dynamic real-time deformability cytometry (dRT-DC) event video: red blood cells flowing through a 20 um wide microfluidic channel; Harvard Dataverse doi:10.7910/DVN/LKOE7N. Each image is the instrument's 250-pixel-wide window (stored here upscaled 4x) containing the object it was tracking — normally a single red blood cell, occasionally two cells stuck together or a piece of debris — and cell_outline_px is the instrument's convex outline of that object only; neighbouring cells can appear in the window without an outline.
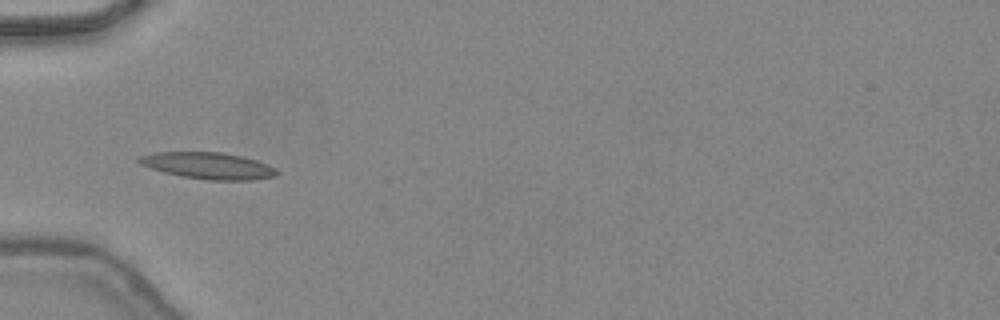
{"species": "common noctule bat (a hibernating species)", "species_latin": "Nyctalus noctula", "temperature_condition": "warm", "stored_images_in_passage": 31, "camera_frame_rate_fps": 3000, "um_per_image_px": 0.085, "animal": {"sex": "female", "body_mass_g": 24.6, "forearm_length_mm": 56.2}, "frame": {"image": 1, "passage_image": 1, "time_ms": 0.0, "image_size_px": [1000, 320], "cell_outline_px": [[280, 172], [276, 176], [252, 180], [208, 180], [180, 176], [164, 172], [140, 164], [136, 160], [140, 156], [156, 152], [224, 152], [256, 160], [268, 164], [276, 168]], "centroid_in_image_um": [17.73, 14.08], "position_along_channel_um": 67.3, "area_um2": 21.39}}
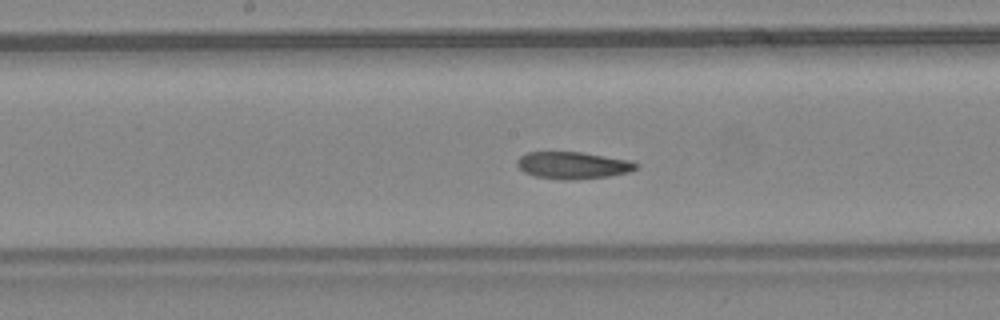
{"frame": {"image": 2, "passage_image": 10, "time_ms": 3.0, "image_size_px": [1000, 320], "cell_outline_px": [[640, 164], [636, 168], [628, 172], [608, 176], [572, 180], [560, 180], [532, 176], [524, 172], [516, 164], [516, 160], [520, 156], [528, 152], [580, 152], [632, 160]], "centroid_in_image_um": [48.68, 14.05], "position_along_channel_um": 199.5, "area_um2": 18.9}}
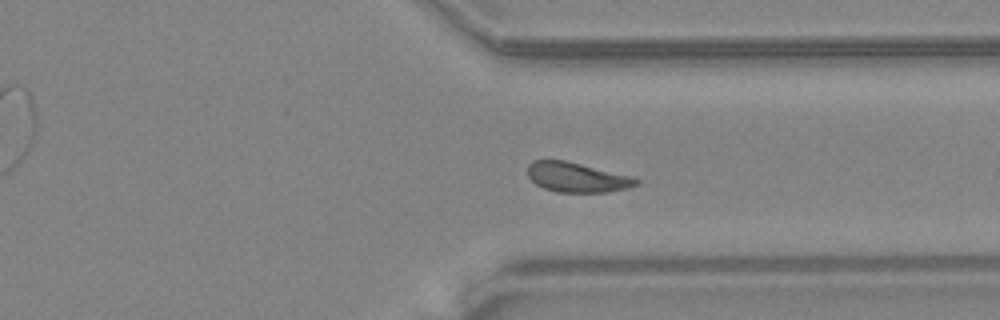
{"frame": {"image": 3, "passage_image": 21, "time_ms": 6.667, "image_size_px": [1000, 320], "cell_outline_px": [[640, 184], [628, 188], [604, 192], [556, 192], [544, 188], [536, 184], [528, 176], [528, 164], [532, 160], [564, 160], [632, 176], [640, 180]], "centroid_in_image_um": [49.05, 15.07], "position_along_channel_um": 362.4, "area_um2": 18.79}, "authors_computed_cell_mechanics": {"area_um2": 19.074, "velocity_mm_per_s": 4.4545, "shape_relaxation_time_tau1_ms": 5.0593, "shape_relaxation_time_tau2_ms": 2.8482, "deformation_change_tau1": 0.1585, "deformation_change_tau2": 0.1085}}